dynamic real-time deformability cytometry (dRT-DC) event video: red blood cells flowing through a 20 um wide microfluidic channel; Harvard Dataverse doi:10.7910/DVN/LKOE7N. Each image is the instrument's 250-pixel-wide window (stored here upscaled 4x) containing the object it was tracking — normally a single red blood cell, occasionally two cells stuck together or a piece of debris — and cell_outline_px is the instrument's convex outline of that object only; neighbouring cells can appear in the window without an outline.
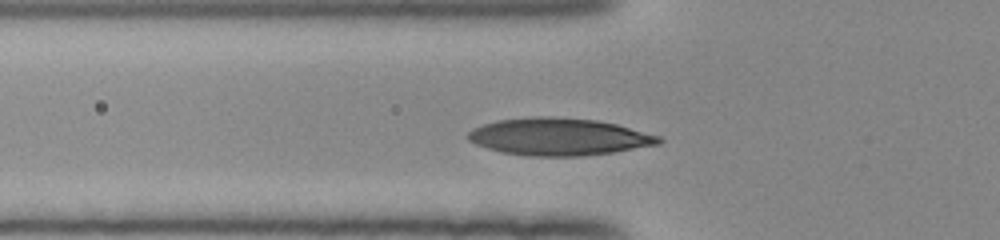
{"species": "human", "species_latin": "Homo sapiens", "temperature_condition": "room temperature", "stored_images_in_passage": 35, "camera_frame_rate_fps": 3000, "um_per_image_px": 0.085, "donor": {"sex": "female"}, "frame": {"image": 1, "passage_image": 9, "time_ms": 2.667, "image_size_px": [1000, 240], "cell_outline_px": [[664, 140], [660, 144], [612, 152], [580, 156], [528, 156], [504, 152], [488, 148], [476, 144], [468, 140], [464, 136], [472, 128], [496, 120], [536, 116], [552, 116], [596, 120], [616, 124], [660, 136]], "centroid_in_image_um": [47.48, 11.62], "position_along_channel_um": 78.3, "area_um2": 41.44}}
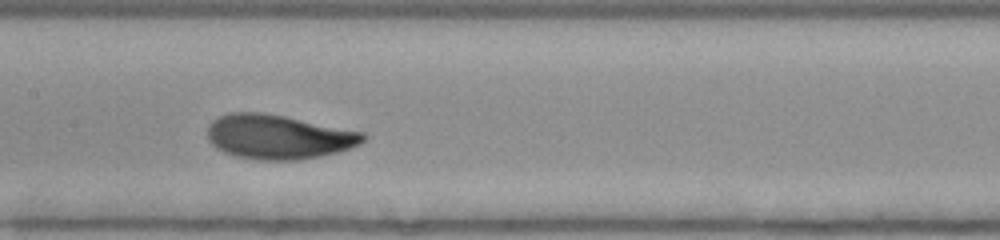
{"frame": {"image": 2, "passage_image": 17, "time_ms": 5.333, "image_size_px": [1000, 240], "cell_outline_px": [[368, 136], [360, 144], [336, 152], [320, 156], [300, 160], [256, 160], [236, 156], [224, 152], [216, 148], [208, 140], [208, 124], [212, 120], [228, 112], [264, 112], [364, 132]], "centroid_in_image_um": [23.64, 11.63], "position_along_channel_um": 183.8, "area_um2": 40.34}}
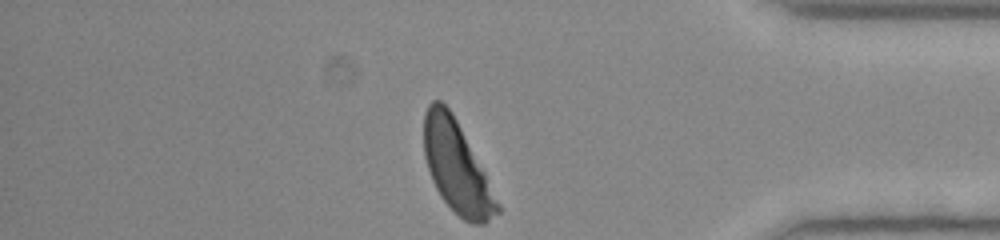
{"frame": {"image": 3, "passage_image": 35, "time_ms": 11.333, "image_size_px": [1000, 240], "cell_outline_px": [[500, 212], [484, 224], [472, 224], [464, 220], [440, 196], [432, 180], [424, 156], [424, 112], [428, 104], [432, 100], [440, 100], [452, 112], [484, 172], [500, 204]], "centroid_in_image_um": [38.81, 14.2], "position_along_channel_um": 396.4, "area_um2": 38.49}, "authors_computed_cell_mechanics": {"area_um2": 39.593, "velocity_mm_per_s": 3.9451, "shape_relaxation_time_tau1_ms": 3.5694, "shape_relaxation_time_tau2_ms": 0.7131, "deformation_change_tau1": 0.1698, "deformation_change_tau2": 0.0526}}